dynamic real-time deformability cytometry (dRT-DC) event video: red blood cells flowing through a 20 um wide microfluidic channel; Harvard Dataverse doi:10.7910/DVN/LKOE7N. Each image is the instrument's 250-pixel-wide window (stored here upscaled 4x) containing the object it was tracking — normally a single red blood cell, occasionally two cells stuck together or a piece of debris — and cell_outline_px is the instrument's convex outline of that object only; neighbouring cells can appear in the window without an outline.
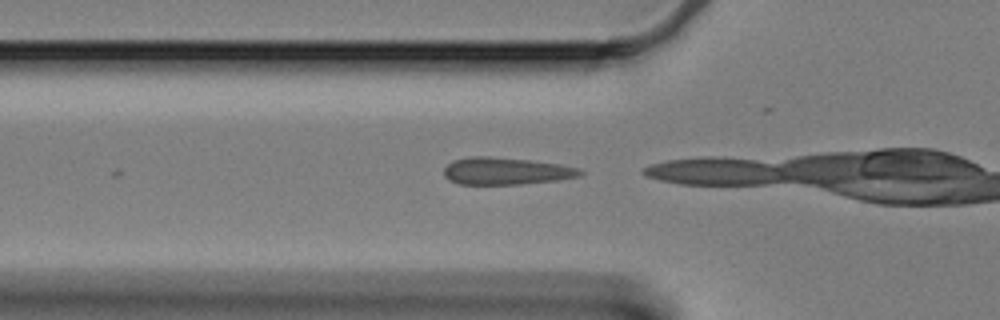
{"species": "Egyptian fruit bat (a non-hibernating species)", "species_latin": "Rousettus aegyptiacus", "temperature_condition": "cold", "stored_images_in_passage": 3, "camera_frame_rate_fps": 3000, "um_per_image_px": 0.085, "animal": {"sex": "female"}, "frame": {"image": 1, "passage_image": 2, "time_ms": 0.333, "image_size_px": [1000, 320], "cell_outline_px": [[584, 172], [580, 176], [560, 180], [520, 184], [460, 184], [448, 180], [444, 176], [444, 168], [452, 160], [468, 156], [488, 156], [528, 160], [560, 164], [580, 168]], "centroid_in_image_um": [43.0, 14.54], "position_along_channel_um": 82.8, "area_um2": 21.73}}